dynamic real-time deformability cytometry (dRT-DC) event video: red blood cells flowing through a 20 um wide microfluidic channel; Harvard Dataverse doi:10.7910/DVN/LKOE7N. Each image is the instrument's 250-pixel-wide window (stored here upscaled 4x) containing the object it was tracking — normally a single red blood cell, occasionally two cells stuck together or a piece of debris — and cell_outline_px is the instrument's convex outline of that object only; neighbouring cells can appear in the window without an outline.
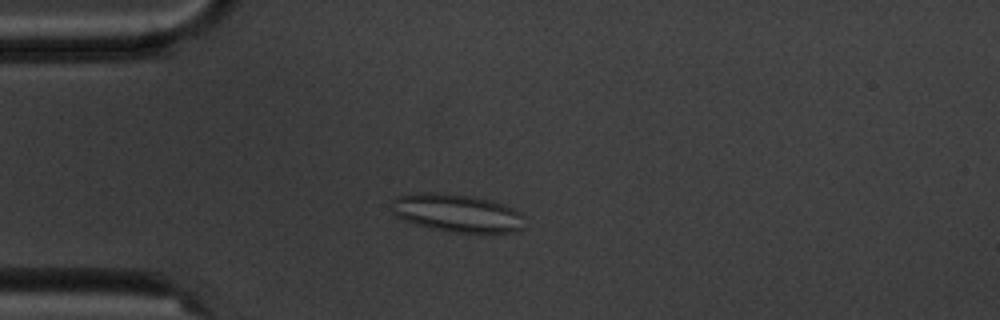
{"species": "common noctule bat (a hibernating species)", "species_latin": "Nyctalus noctula", "temperature_condition": "cold", "stored_images_in_passage": 7, "camera_frame_rate_fps": 3000, "um_per_image_px": 0.085, "animal": {"sex": "male", "body_mass_g": 20.1, "forearm_length_mm": 53.5}, "frame": {"image": 1, "passage_image": 5, "time_ms": 4.667, "image_size_px": [1000, 320], "cell_outline_px": [[524, 228], [516, 232], [452, 232], [412, 224], [396, 216], [392, 212], [392, 200], [396, 196], [412, 192], [436, 192], [468, 196], [488, 200], [504, 204], [520, 212], [524, 216]], "centroid_in_image_um": [38.81, 18.1], "position_along_channel_um": 46.2, "area_um2": 29.59}}
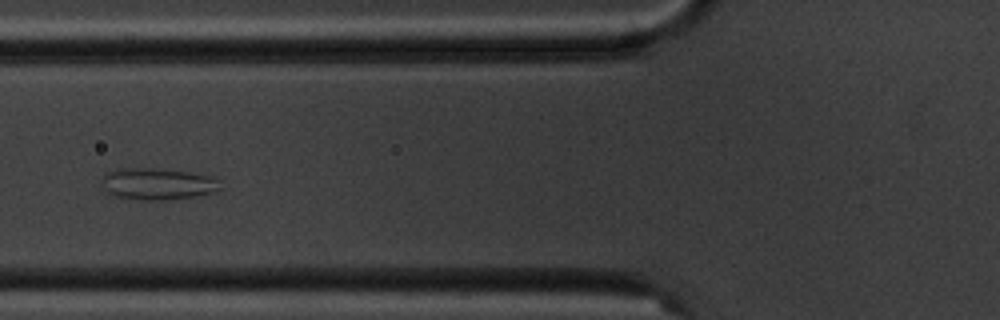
{"frame": {"image": 2, "passage_image": 7, "time_ms": 7.0, "image_size_px": [1000, 320], "cell_outline_px": [[220, 188], [212, 192], [196, 196], [160, 200], [144, 200], [112, 196], [104, 188], [104, 176], [108, 172], [120, 168], [152, 168], [188, 172], [212, 176], [216, 180]], "centroid_in_image_um": [13.37, 15.63], "position_along_channel_um": 112.4, "area_um2": 21.44}}